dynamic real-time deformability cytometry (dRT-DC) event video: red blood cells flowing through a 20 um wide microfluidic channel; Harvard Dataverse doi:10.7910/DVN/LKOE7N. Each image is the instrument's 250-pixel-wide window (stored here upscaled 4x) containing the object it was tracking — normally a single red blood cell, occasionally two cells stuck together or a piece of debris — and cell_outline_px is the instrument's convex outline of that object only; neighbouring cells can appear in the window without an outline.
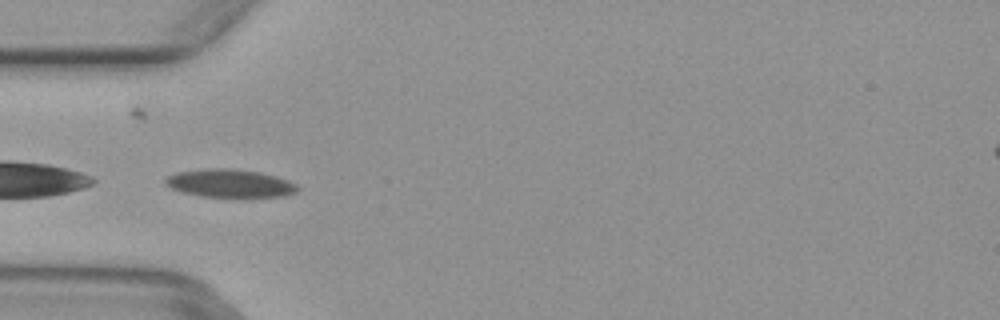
{"species": "common noctule bat (a hibernating species)", "species_latin": "Nyctalus noctula", "temperature_condition": "warm", "stored_images_in_passage": 6, "camera_frame_rate_fps": 3000, "um_per_image_px": 0.085, "animal": {"sex": "female", "body_mass_g": 29.2, "forearm_length_mm": 56.3}, "frame": {"image": 1, "passage_image": 4, "time_ms": 1.0, "image_size_px": [1000, 320], "cell_outline_px": [[300, 188], [296, 192], [284, 196], [248, 200], [232, 200], [200, 196], [180, 192], [172, 188], [164, 180], [168, 176], [176, 172], [208, 168], [232, 168], [260, 172], [276, 176], [288, 180], [296, 184]], "centroid_in_image_um": [19.61, 15.64], "position_along_channel_um": 65.4, "area_um2": 22.89}}
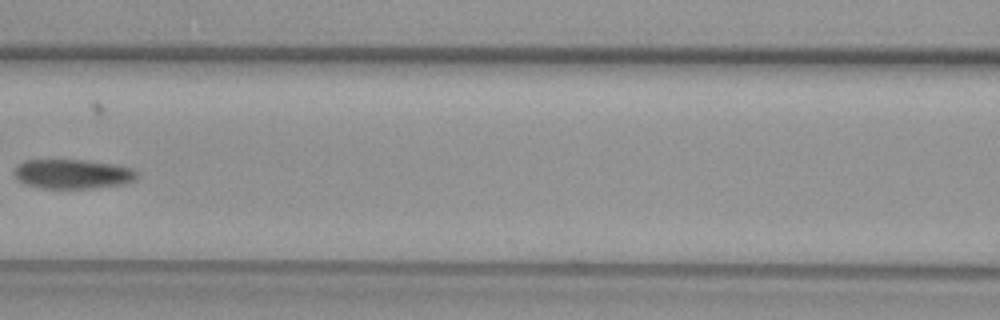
{"frame": {"image": 2, "passage_image": 6, "time_ms": 1.667, "image_size_px": [1000, 320], "cell_outline_px": [[140, 176], [136, 180], [128, 184], [92, 188], [40, 188], [24, 184], [16, 180], [12, 172], [24, 160], [88, 160], [116, 164], [132, 168], [140, 172]], "centroid_in_image_um": [6.24, 14.79], "position_along_channel_um": 160.4, "area_um2": 21.62}}